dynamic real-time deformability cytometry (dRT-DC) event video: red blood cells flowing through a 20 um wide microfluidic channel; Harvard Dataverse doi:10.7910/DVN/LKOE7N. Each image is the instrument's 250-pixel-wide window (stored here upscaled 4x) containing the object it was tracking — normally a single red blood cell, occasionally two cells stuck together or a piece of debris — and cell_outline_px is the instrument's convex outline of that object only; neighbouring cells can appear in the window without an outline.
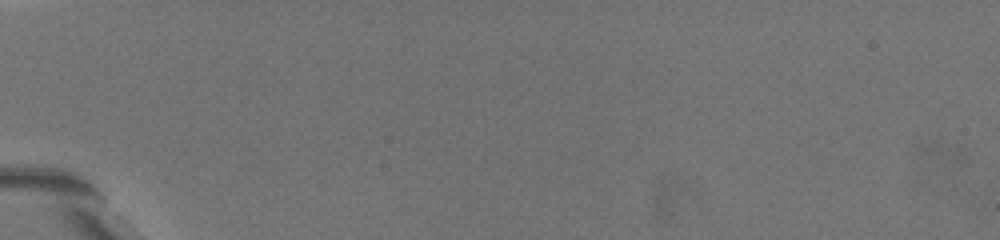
{"species": "common noctule bat (a hibernating species)", "species_latin": "Nyctalus noctula", "temperature_condition": "warm", "stored_images_in_passage": 2, "camera_frame_rate_fps": 3000, "um_per_image_px": 0.085, "animal": {"sex": "female", "body_mass_g": 19.5, "forearm_length_mm": 54.1}, "frame": {"image": 1, "passage_image": 1, "time_ms": 0.0, "image_size_px": [1000, 240], "cell_outline_px": [[176, 212], [164, 208], [120, 168], [116, 164], [108, 148], [128, 144], [160, 180], [168, 192], [176, 208]], "centroid_in_image_um": [12.05, 14.86], "position_along_channel_um": 72.9, "area_um2": 10.92}}